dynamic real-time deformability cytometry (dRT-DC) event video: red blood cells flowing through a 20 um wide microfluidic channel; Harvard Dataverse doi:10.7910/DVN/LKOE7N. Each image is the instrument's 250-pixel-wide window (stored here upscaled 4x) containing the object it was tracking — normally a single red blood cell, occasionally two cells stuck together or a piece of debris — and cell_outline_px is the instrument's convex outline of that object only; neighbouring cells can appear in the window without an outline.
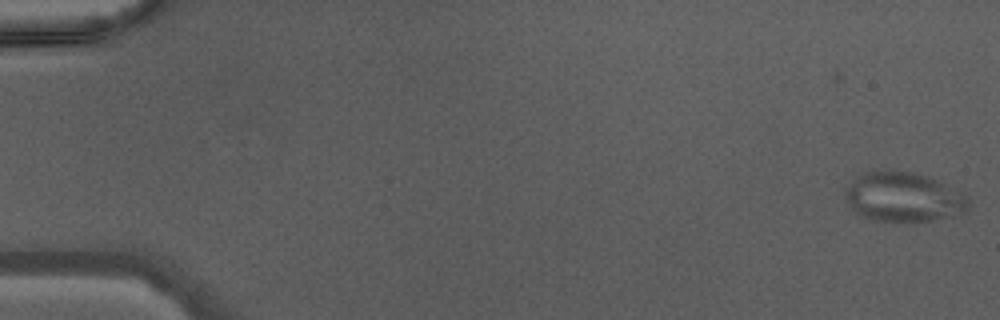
{"species": "Egyptian fruit bat (a non-hibernating species)", "species_latin": "Rousettus aegyptiacus", "temperature_condition": "warm", "stored_images_in_passage": 46, "camera_frame_rate_fps": 3000, "um_per_image_px": 0.085, "animal": {"sex": "male"}, "frame": {"image": 1, "passage_image": 1, "time_ms": 0.0, "image_size_px": [1000, 320], "cell_outline_px": [[968, 208], [964, 212], [932, 220], [876, 220], [860, 216], [848, 204], [844, 196], [844, 188], [856, 176], [864, 172], [892, 168], [912, 172], [936, 180], [964, 192], [968, 196]], "centroid_in_image_um": [76.75, 16.7], "position_along_channel_um": 8.3, "area_um2": 35.66}}
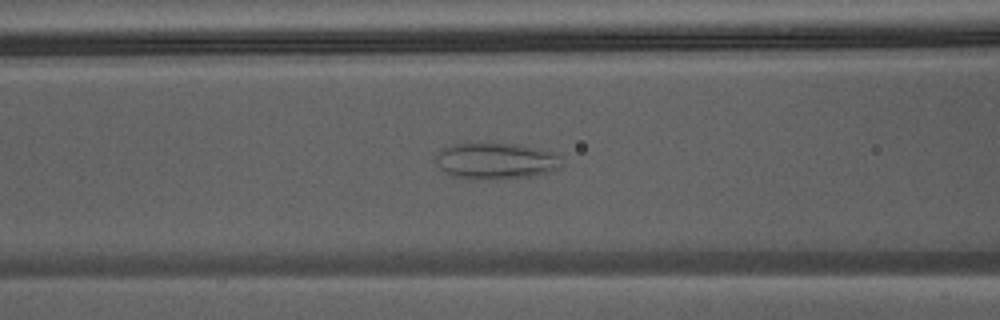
{"frame": {"image": 2, "passage_image": 20, "time_ms": 6.333, "image_size_px": [1000, 320], "cell_outline_px": [[560, 168], [548, 172], [532, 176], [496, 180], [480, 180], [452, 176], [444, 172], [432, 160], [444, 148], [452, 144], [520, 144], [556, 152], [560, 156]], "centroid_in_image_um": [42.15, 13.7], "position_along_channel_um": 124.4, "area_um2": 26.93}}
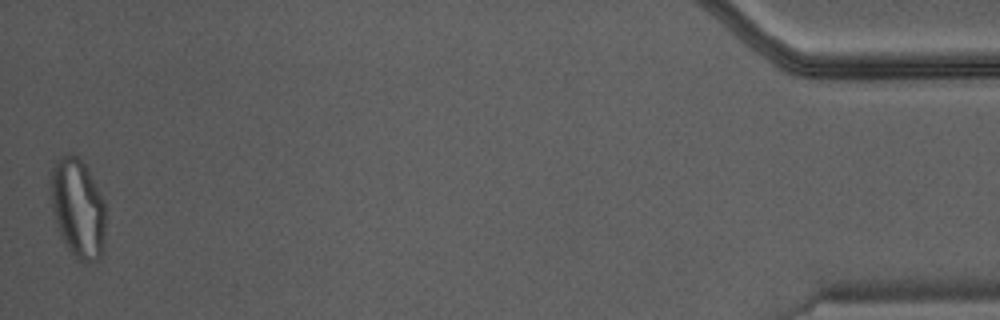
{"frame": {"image": 3, "passage_image": 46, "time_ms": 15.0, "image_size_px": [1000, 320], "cell_outline_px": [[104, 248], [100, 260], [84, 264], [76, 260], [68, 248], [60, 232], [52, 212], [48, 188], [52, 168], [68, 152], [72, 152], [80, 156], [88, 168], [104, 200]], "centroid_in_image_um": [6.61, 17.7], "position_along_channel_um": 428.6, "area_um2": 32.37}}